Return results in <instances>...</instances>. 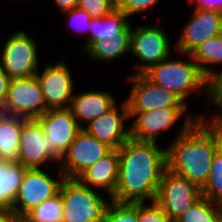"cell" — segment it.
I'll return each mask as SVG.
<instances>
[{"label": "cell", "mask_w": 222, "mask_h": 222, "mask_svg": "<svg viewBox=\"0 0 222 222\" xmlns=\"http://www.w3.org/2000/svg\"><path fill=\"white\" fill-rule=\"evenodd\" d=\"M205 119L187 115L179 136L166 148L167 169L200 189L206 185L222 140V127L214 119Z\"/></svg>", "instance_id": "6da1fadb"}, {"label": "cell", "mask_w": 222, "mask_h": 222, "mask_svg": "<svg viewBox=\"0 0 222 222\" xmlns=\"http://www.w3.org/2000/svg\"><path fill=\"white\" fill-rule=\"evenodd\" d=\"M118 151V182L111 199L119 203H145L146 199L155 202L167 169L166 148L129 138Z\"/></svg>", "instance_id": "7a4b0ae2"}, {"label": "cell", "mask_w": 222, "mask_h": 222, "mask_svg": "<svg viewBox=\"0 0 222 222\" xmlns=\"http://www.w3.org/2000/svg\"><path fill=\"white\" fill-rule=\"evenodd\" d=\"M189 61L169 60L167 57L152 66L144 75L154 84L174 92L184 102L192 92L205 91L207 77L202 73L190 54ZM203 89V90H202Z\"/></svg>", "instance_id": "3957f363"}, {"label": "cell", "mask_w": 222, "mask_h": 222, "mask_svg": "<svg viewBox=\"0 0 222 222\" xmlns=\"http://www.w3.org/2000/svg\"><path fill=\"white\" fill-rule=\"evenodd\" d=\"M95 190L78 179L65 178L59 189L63 200L62 222H103L112 199L105 200Z\"/></svg>", "instance_id": "277c9868"}, {"label": "cell", "mask_w": 222, "mask_h": 222, "mask_svg": "<svg viewBox=\"0 0 222 222\" xmlns=\"http://www.w3.org/2000/svg\"><path fill=\"white\" fill-rule=\"evenodd\" d=\"M0 65L10 79L35 76L38 72L36 41L25 33L16 31L3 44Z\"/></svg>", "instance_id": "5b68a950"}, {"label": "cell", "mask_w": 222, "mask_h": 222, "mask_svg": "<svg viewBox=\"0 0 222 222\" xmlns=\"http://www.w3.org/2000/svg\"><path fill=\"white\" fill-rule=\"evenodd\" d=\"M130 32V52L141 63L135 66L136 74H144L152 66L171 56L170 40L160 26H138Z\"/></svg>", "instance_id": "8992f818"}, {"label": "cell", "mask_w": 222, "mask_h": 222, "mask_svg": "<svg viewBox=\"0 0 222 222\" xmlns=\"http://www.w3.org/2000/svg\"><path fill=\"white\" fill-rule=\"evenodd\" d=\"M47 110L36 76L10 79L2 112L24 119H37Z\"/></svg>", "instance_id": "52a82bcc"}, {"label": "cell", "mask_w": 222, "mask_h": 222, "mask_svg": "<svg viewBox=\"0 0 222 222\" xmlns=\"http://www.w3.org/2000/svg\"><path fill=\"white\" fill-rule=\"evenodd\" d=\"M201 196L202 190L199 187L166 169L163 172L155 202L174 222Z\"/></svg>", "instance_id": "ba28073f"}, {"label": "cell", "mask_w": 222, "mask_h": 222, "mask_svg": "<svg viewBox=\"0 0 222 222\" xmlns=\"http://www.w3.org/2000/svg\"><path fill=\"white\" fill-rule=\"evenodd\" d=\"M64 179L61 169L57 180L41 168L26 169L12 209L23 218L30 210L57 195Z\"/></svg>", "instance_id": "9c48e42d"}, {"label": "cell", "mask_w": 222, "mask_h": 222, "mask_svg": "<svg viewBox=\"0 0 222 222\" xmlns=\"http://www.w3.org/2000/svg\"><path fill=\"white\" fill-rule=\"evenodd\" d=\"M128 79L133 82L131 92L125 99L128 112L187 108V102H184L174 92L154 84L144 74H133Z\"/></svg>", "instance_id": "30bf717a"}, {"label": "cell", "mask_w": 222, "mask_h": 222, "mask_svg": "<svg viewBox=\"0 0 222 222\" xmlns=\"http://www.w3.org/2000/svg\"><path fill=\"white\" fill-rule=\"evenodd\" d=\"M48 137L37 119L22 118L17 162L27 169H36L46 163L61 162L62 156L50 146Z\"/></svg>", "instance_id": "8fae6325"}, {"label": "cell", "mask_w": 222, "mask_h": 222, "mask_svg": "<svg viewBox=\"0 0 222 222\" xmlns=\"http://www.w3.org/2000/svg\"><path fill=\"white\" fill-rule=\"evenodd\" d=\"M113 150L108 144L101 142L81 129L68 150L62 156L61 171L65 178L77 179L90 166Z\"/></svg>", "instance_id": "7c38bea8"}, {"label": "cell", "mask_w": 222, "mask_h": 222, "mask_svg": "<svg viewBox=\"0 0 222 222\" xmlns=\"http://www.w3.org/2000/svg\"><path fill=\"white\" fill-rule=\"evenodd\" d=\"M47 109L70 107L73 98V79L63 60L53 65H46L42 74L36 73Z\"/></svg>", "instance_id": "4fadbf2b"}, {"label": "cell", "mask_w": 222, "mask_h": 222, "mask_svg": "<svg viewBox=\"0 0 222 222\" xmlns=\"http://www.w3.org/2000/svg\"><path fill=\"white\" fill-rule=\"evenodd\" d=\"M181 32L173 48L179 54H190L204 41L222 33V13L195 9Z\"/></svg>", "instance_id": "5bb4252c"}, {"label": "cell", "mask_w": 222, "mask_h": 222, "mask_svg": "<svg viewBox=\"0 0 222 222\" xmlns=\"http://www.w3.org/2000/svg\"><path fill=\"white\" fill-rule=\"evenodd\" d=\"M120 105L118 109L115 104L105 114L90 121L82 129L113 149H119L130 138V127L124 128L125 121L130 118L128 106L125 100Z\"/></svg>", "instance_id": "9a60e30c"}, {"label": "cell", "mask_w": 222, "mask_h": 222, "mask_svg": "<svg viewBox=\"0 0 222 222\" xmlns=\"http://www.w3.org/2000/svg\"><path fill=\"white\" fill-rule=\"evenodd\" d=\"M187 108H162L145 112H128L132 119L130 138L138 141L156 142L161 131L169 129L183 117Z\"/></svg>", "instance_id": "2e32d148"}, {"label": "cell", "mask_w": 222, "mask_h": 222, "mask_svg": "<svg viewBox=\"0 0 222 222\" xmlns=\"http://www.w3.org/2000/svg\"><path fill=\"white\" fill-rule=\"evenodd\" d=\"M37 120L43 128L44 135L48 137L50 146H54L61 156L65 154L76 134L82 129L69 107L49 109Z\"/></svg>", "instance_id": "e0dca14e"}, {"label": "cell", "mask_w": 222, "mask_h": 222, "mask_svg": "<svg viewBox=\"0 0 222 222\" xmlns=\"http://www.w3.org/2000/svg\"><path fill=\"white\" fill-rule=\"evenodd\" d=\"M119 172V151L113 149L108 155L90 166L77 179L92 189H105L109 199L114 195Z\"/></svg>", "instance_id": "ac0fdd59"}, {"label": "cell", "mask_w": 222, "mask_h": 222, "mask_svg": "<svg viewBox=\"0 0 222 222\" xmlns=\"http://www.w3.org/2000/svg\"><path fill=\"white\" fill-rule=\"evenodd\" d=\"M115 104L114 96L108 91H87L74 94L69 108L78 125L83 128L82 121L89 123L105 114Z\"/></svg>", "instance_id": "d6986e66"}, {"label": "cell", "mask_w": 222, "mask_h": 222, "mask_svg": "<svg viewBox=\"0 0 222 222\" xmlns=\"http://www.w3.org/2000/svg\"><path fill=\"white\" fill-rule=\"evenodd\" d=\"M129 16L115 8L111 13L102 18H92L89 32L91 33L84 44L83 51L96 40L109 41L111 38H130L131 24Z\"/></svg>", "instance_id": "ffe728a7"}, {"label": "cell", "mask_w": 222, "mask_h": 222, "mask_svg": "<svg viewBox=\"0 0 222 222\" xmlns=\"http://www.w3.org/2000/svg\"><path fill=\"white\" fill-rule=\"evenodd\" d=\"M22 118L0 110V160L17 162Z\"/></svg>", "instance_id": "44dd1931"}, {"label": "cell", "mask_w": 222, "mask_h": 222, "mask_svg": "<svg viewBox=\"0 0 222 222\" xmlns=\"http://www.w3.org/2000/svg\"><path fill=\"white\" fill-rule=\"evenodd\" d=\"M26 167L18 162L0 160V208H12Z\"/></svg>", "instance_id": "7402d4cb"}, {"label": "cell", "mask_w": 222, "mask_h": 222, "mask_svg": "<svg viewBox=\"0 0 222 222\" xmlns=\"http://www.w3.org/2000/svg\"><path fill=\"white\" fill-rule=\"evenodd\" d=\"M190 55L207 77L213 71L208 65L222 64V33L201 43Z\"/></svg>", "instance_id": "603a6c76"}, {"label": "cell", "mask_w": 222, "mask_h": 222, "mask_svg": "<svg viewBox=\"0 0 222 222\" xmlns=\"http://www.w3.org/2000/svg\"><path fill=\"white\" fill-rule=\"evenodd\" d=\"M92 60H116L130 52V38H111L109 41H94L86 50Z\"/></svg>", "instance_id": "cb8c5ba5"}, {"label": "cell", "mask_w": 222, "mask_h": 222, "mask_svg": "<svg viewBox=\"0 0 222 222\" xmlns=\"http://www.w3.org/2000/svg\"><path fill=\"white\" fill-rule=\"evenodd\" d=\"M222 219V205L201 196L186 212L174 222H219Z\"/></svg>", "instance_id": "d4e9b609"}, {"label": "cell", "mask_w": 222, "mask_h": 222, "mask_svg": "<svg viewBox=\"0 0 222 222\" xmlns=\"http://www.w3.org/2000/svg\"><path fill=\"white\" fill-rule=\"evenodd\" d=\"M62 220L63 200L60 193L45 200L23 217V222H62Z\"/></svg>", "instance_id": "484cf974"}, {"label": "cell", "mask_w": 222, "mask_h": 222, "mask_svg": "<svg viewBox=\"0 0 222 222\" xmlns=\"http://www.w3.org/2000/svg\"><path fill=\"white\" fill-rule=\"evenodd\" d=\"M201 190L203 196L222 205V150L220 148L213 156L209 178Z\"/></svg>", "instance_id": "4316f807"}, {"label": "cell", "mask_w": 222, "mask_h": 222, "mask_svg": "<svg viewBox=\"0 0 222 222\" xmlns=\"http://www.w3.org/2000/svg\"><path fill=\"white\" fill-rule=\"evenodd\" d=\"M103 222H138L137 203L111 201Z\"/></svg>", "instance_id": "83f0119b"}, {"label": "cell", "mask_w": 222, "mask_h": 222, "mask_svg": "<svg viewBox=\"0 0 222 222\" xmlns=\"http://www.w3.org/2000/svg\"><path fill=\"white\" fill-rule=\"evenodd\" d=\"M206 96L212 101V104L216 105L219 109V113L211 119H215L222 112V70L220 72H216V70L212 71L206 80Z\"/></svg>", "instance_id": "f1b7e54d"}, {"label": "cell", "mask_w": 222, "mask_h": 222, "mask_svg": "<svg viewBox=\"0 0 222 222\" xmlns=\"http://www.w3.org/2000/svg\"><path fill=\"white\" fill-rule=\"evenodd\" d=\"M77 7L88 12L92 18H102L116 8V0H79Z\"/></svg>", "instance_id": "f546056e"}, {"label": "cell", "mask_w": 222, "mask_h": 222, "mask_svg": "<svg viewBox=\"0 0 222 222\" xmlns=\"http://www.w3.org/2000/svg\"><path fill=\"white\" fill-rule=\"evenodd\" d=\"M137 221L173 222L156 202H151V206H146L144 202L137 203Z\"/></svg>", "instance_id": "4dcf8cb0"}, {"label": "cell", "mask_w": 222, "mask_h": 222, "mask_svg": "<svg viewBox=\"0 0 222 222\" xmlns=\"http://www.w3.org/2000/svg\"><path fill=\"white\" fill-rule=\"evenodd\" d=\"M160 0H116V8L124 11L129 17L141 11L150 10Z\"/></svg>", "instance_id": "1f68e13d"}, {"label": "cell", "mask_w": 222, "mask_h": 222, "mask_svg": "<svg viewBox=\"0 0 222 222\" xmlns=\"http://www.w3.org/2000/svg\"><path fill=\"white\" fill-rule=\"evenodd\" d=\"M63 13H65L68 17H70V21L72 20V23L74 25L69 24L72 28H74L78 32L81 31L85 32V30L89 31L92 17L89 15L88 12L76 7L72 10L65 11Z\"/></svg>", "instance_id": "d6a6232c"}, {"label": "cell", "mask_w": 222, "mask_h": 222, "mask_svg": "<svg viewBox=\"0 0 222 222\" xmlns=\"http://www.w3.org/2000/svg\"><path fill=\"white\" fill-rule=\"evenodd\" d=\"M190 2L196 4V9L216 10L222 13V0H191Z\"/></svg>", "instance_id": "836d02e7"}, {"label": "cell", "mask_w": 222, "mask_h": 222, "mask_svg": "<svg viewBox=\"0 0 222 222\" xmlns=\"http://www.w3.org/2000/svg\"><path fill=\"white\" fill-rule=\"evenodd\" d=\"M9 82H10V78L3 71L0 65V110L3 108L6 97H7Z\"/></svg>", "instance_id": "e575fe53"}, {"label": "cell", "mask_w": 222, "mask_h": 222, "mask_svg": "<svg viewBox=\"0 0 222 222\" xmlns=\"http://www.w3.org/2000/svg\"><path fill=\"white\" fill-rule=\"evenodd\" d=\"M0 222H23V218L12 208H0Z\"/></svg>", "instance_id": "d590c367"}, {"label": "cell", "mask_w": 222, "mask_h": 222, "mask_svg": "<svg viewBox=\"0 0 222 222\" xmlns=\"http://www.w3.org/2000/svg\"><path fill=\"white\" fill-rule=\"evenodd\" d=\"M62 12L72 10L78 6L79 0H54Z\"/></svg>", "instance_id": "8d00e7d4"}, {"label": "cell", "mask_w": 222, "mask_h": 222, "mask_svg": "<svg viewBox=\"0 0 222 222\" xmlns=\"http://www.w3.org/2000/svg\"><path fill=\"white\" fill-rule=\"evenodd\" d=\"M214 120L222 127V112Z\"/></svg>", "instance_id": "74e56055"}, {"label": "cell", "mask_w": 222, "mask_h": 222, "mask_svg": "<svg viewBox=\"0 0 222 222\" xmlns=\"http://www.w3.org/2000/svg\"><path fill=\"white\" fill-rule=\"evenodd\" d=\"M220 149L222 150V140H221V143H220Z\"/></svg>", "instance_id": "f35d334b"}]
</instances>
